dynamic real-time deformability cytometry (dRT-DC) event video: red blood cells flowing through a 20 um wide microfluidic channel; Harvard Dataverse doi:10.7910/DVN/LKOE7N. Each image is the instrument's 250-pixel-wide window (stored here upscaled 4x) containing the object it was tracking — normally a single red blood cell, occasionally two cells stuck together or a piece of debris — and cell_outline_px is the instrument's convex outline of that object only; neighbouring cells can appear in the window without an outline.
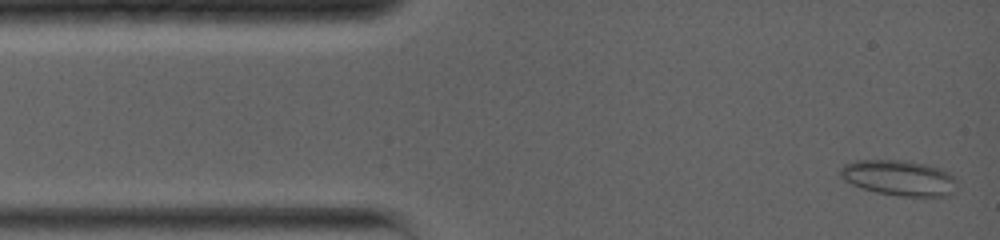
{"species": "common noctule bat (a hibernating species)", "species_latin": "Nyctalus noctula", "temperature_condition": "warm", "stored_images_in_passage": 64, "camera_frame_rate_fps": 5000, "um_per_image_px": 0.085, "animal": {"sex": "female", "body_mass_g": 19.0, "forearm_length_mm": 56.7}, "frame": {"image": 1, "passage_image": 1, "time_ms": 0.0, "image_size_px": [1000, 240], "cell_outline_px": [[960, 188], [944, 196], [900, 196], [876, 192], [860, 188], [844, 180], [840, 176], [840, 168], [844, 164], [856, 160], [904, 160], [924, 164], [940, 168], [956, 176]], "centroid_in_image_um": [76.46, 15.12], "position_along_channel_um": 8.5, "area_um2": 24.45}}
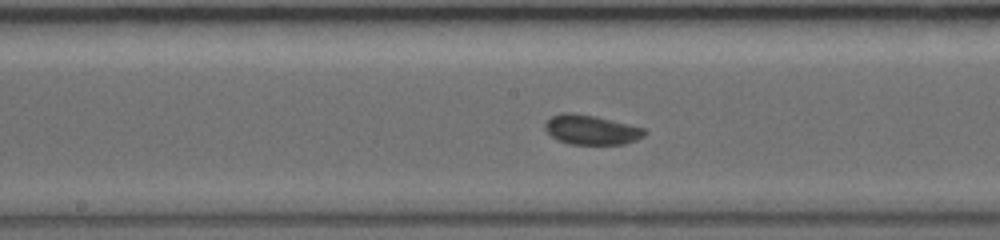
{"frame": {"image": 2, "passage_image": 33, "time_ms": 6.6, "image_size_px": [1000, 240], "cell_outline_px": [[648, 132], [644, 136], [636, 140], [624, 144], [572, 144], [556, 140], [544, 128], [544, 120], [560, 112], [572, 112], [596, 116], [644, 128]], "centroid_in_image_um": [50.22, 11.02], "position_along_channel_um": 198.0, "area_um2": 17.34}}
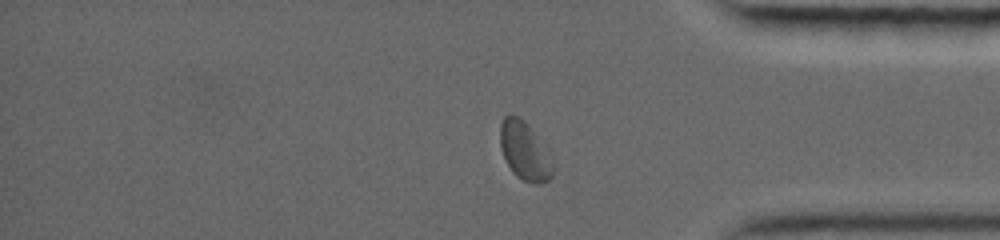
{"frame": {"image": 3, "passage_image": 56, "time_ms": 11.8, "image_size_px": [1000, 240], "cell_outline_px": [[556, 168], [552, 176], [548, 180], [540, 184], [532, 184], [516, 176], [512, 172], [500, 148], [500, 124], [504, 116], [512, 112], [524, 120], [528, 124], [552, 152]], "centroid_in_image_um": [44.66, 12.82], "position_along_channel_um": 390.5, "area_um2": 18.79}, "authors_computed_cell_mechanics": {"area_um2": 17.4267, "velocity_mm_per_s": 3.9144, "shape_relaxation_time_tau1_ms": 7.3024, "shape_relaxation_time_tau2_ms": 1.443, "deformation_change_tau1": 0.09, "deformation_change_tau2": 0.0527}}